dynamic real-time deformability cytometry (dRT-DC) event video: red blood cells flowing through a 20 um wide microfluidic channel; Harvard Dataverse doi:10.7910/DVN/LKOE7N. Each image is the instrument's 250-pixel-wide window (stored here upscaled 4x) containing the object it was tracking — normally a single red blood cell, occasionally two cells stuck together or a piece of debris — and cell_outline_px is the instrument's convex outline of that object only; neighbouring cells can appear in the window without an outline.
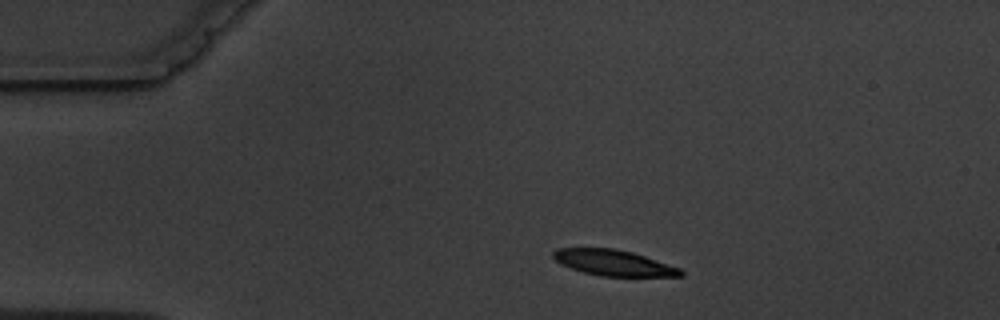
{"species": "common noctule bat (a hibernating species)", "species_latin": "Nyctalus noctula", "temperature_condition": "warm", "stored_images_in_passage": 9, "camera_frame_rate_fps": 3000, "um_per_image_px": 0.085, "animal": {"sex": "male", "body_mass_g": 19.5, "forearm_length_mm": 54.6}, "frame": {"image": 1, "passage_image": 1, "time_ms": 0.0, "image_size_px": [1000, 320], "cell_outline_px": [[684, 276], [600, 276], [584, 272], [560, 264], [552, 256], [552, 252], [556, 248], [616, 248], [632, 252], [680, 268], [684, 272]], "centroid_in_image_um": [52.14, 22.33], "position_along_channel_um": 32.9, "area_um2": 19.07}}
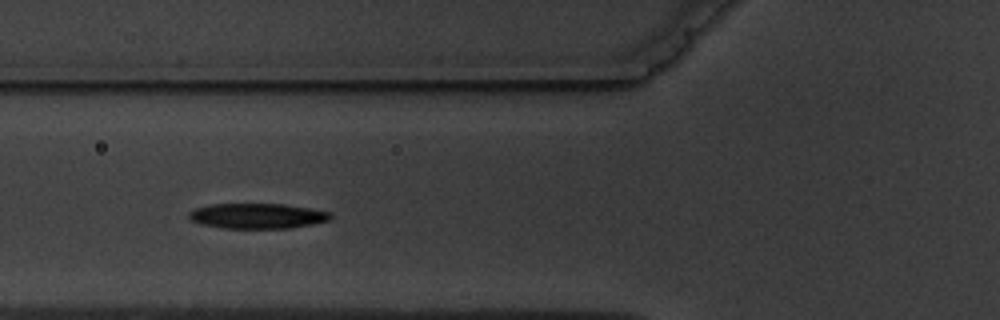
{"frame": {"image": 2, "passage_image": 4, "time_ms": 3.333, "image_size_px": [1000, 320], "cell_outline_px": [[332, 216], [328, 220], [312, 224], [288, 228], [224, 228], [200, 224], [192, 220], [188, 216], [188, 212], [196, 208], [212, 204], [284, 204], [332, 212]], "centroid_in_image_um": [21.86, 18.35], "position_along_channel_um": 103.9, "area_um2": 20.69}}
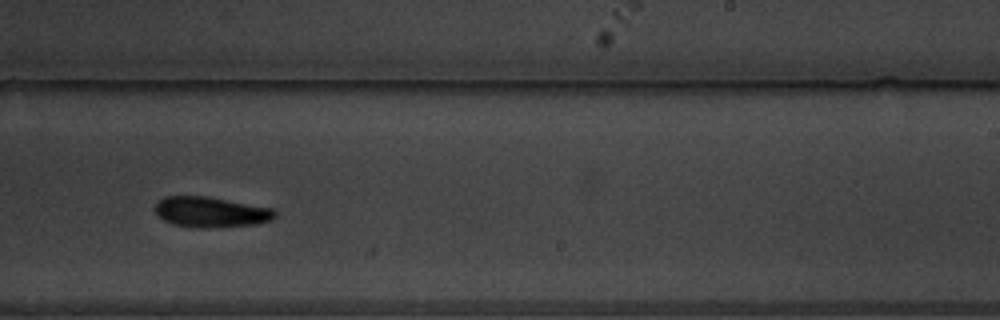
{"frame": {"image": 3, "passage_image": 8, "time_ms": 8.0, "image_size_px": [1000, 320], "cell_outline_px": [[276, 216], [272, 220], [256, 224], [212, 228], [196, 228], [172, 224], [164, 220], [156, 212], [156, 204], [164, 196], [208, 196], [272, 208], [276, 212]], "centroid_in_image_um": [17.94, 18.03], "position_along_channel_um": 271.1, "area_um2": 21.33}}